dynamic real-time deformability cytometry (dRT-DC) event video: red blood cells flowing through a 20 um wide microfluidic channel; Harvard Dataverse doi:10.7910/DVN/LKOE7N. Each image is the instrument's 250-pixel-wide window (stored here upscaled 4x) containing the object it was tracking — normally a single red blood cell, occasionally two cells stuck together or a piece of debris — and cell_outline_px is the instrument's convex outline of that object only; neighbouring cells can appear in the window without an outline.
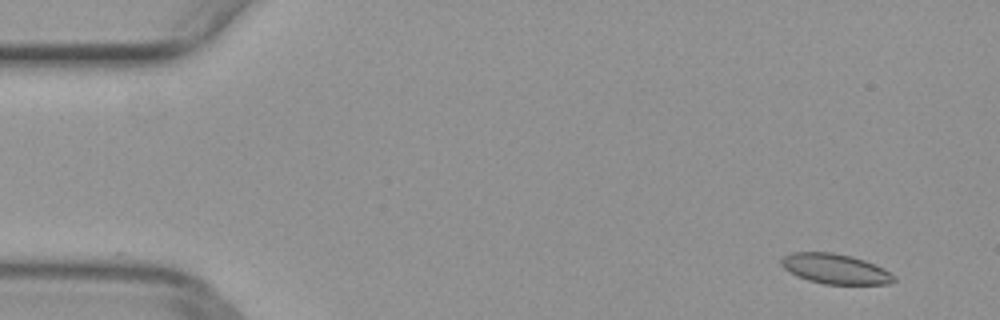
{"species": "common noctule bat (a hibernating species)", "species_latin": "Nyctalus noctula", "temperature_condition": "warm", "stored_images_in_passage": 49, "camera_frame_rate_fps": 3000, "um_per_image_px": 0.085, "animal": {"sex": "female", "body_mass_g": 29.2, "forearm_length_mm": 56.3}, "frame": {"image": 1, "passage_image": 1, "time_ms": 0.0, "image_size_px": [1000, 320], "cell_outline_px": [[896, 280], [888, 284], [824, 284], [808, 280], [796, 276], [784, 268], [780, 264], [780, 260], [784, 256], [792, 252], [832, 252], [852, 256], [864, 260], [884, 268], [896, 276]], "centroid_in_image_um": [71.0, 22.85], "position_along_channel_um": 14.0, "area_um2": 19.83}}
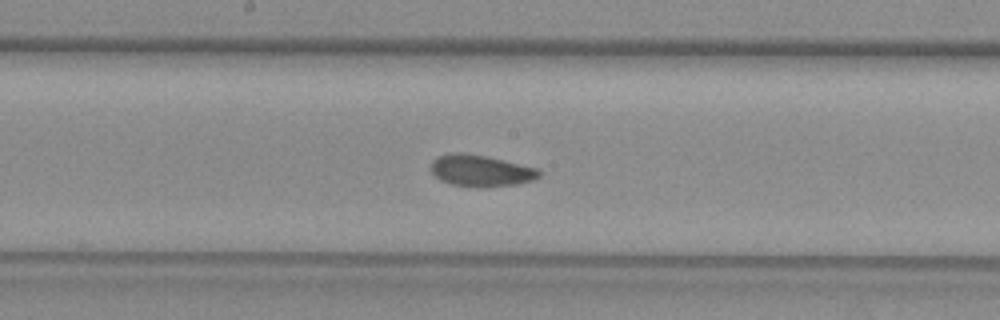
{"frame": {"image": 2, "passage_image": 24, "time_ms": 7.667, "image_size_px": [1000, 320], "cell_outline_px": [[544, 172], [540, 176], [532, 180], [516, 184], [480, 188], [476, 188], [452, 184], [440, 180], [432, 172], [432, 160], [440, 156], [452, 152], [460, 152], [484, 156], [536, 168]], "centroid_in_image_um": [40.87, 14.52], "position_along_channel_um": 207.3, "area_um2": 19.71}}
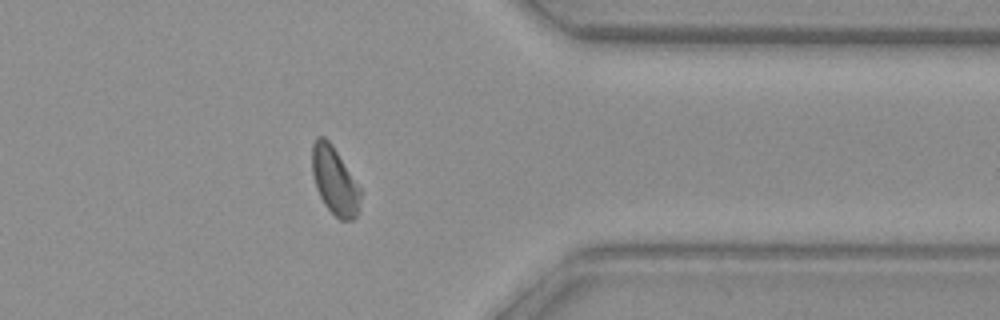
{"frame": {"image": 3, "passage_image": 38, "time_ms": 12.333, "image_size_px": [1000, 320], "cell_outline_px": [[364, 192], [360, 208], [356, 216], [352, 220], [340, 220], [324, 204], [316, 188], [312, 172], [312, 144], [316, 136], [324, 136], [332, 144]], "centroid_in_image_um": [28.48, 15.37], "position_along_channel_um": 382.9, "area_um2": 19.48}}